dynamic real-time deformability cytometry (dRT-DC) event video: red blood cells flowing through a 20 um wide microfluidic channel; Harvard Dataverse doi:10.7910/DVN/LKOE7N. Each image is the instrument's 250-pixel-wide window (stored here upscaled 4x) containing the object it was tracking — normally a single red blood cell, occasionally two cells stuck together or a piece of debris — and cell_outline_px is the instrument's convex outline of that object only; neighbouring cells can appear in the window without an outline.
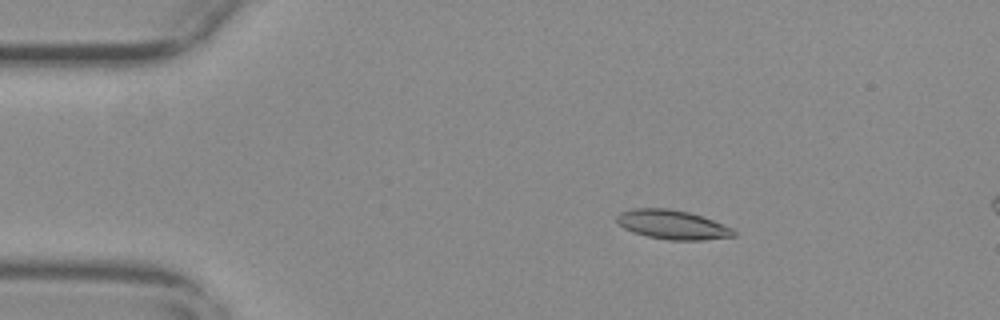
{"species": "common noctule bat (a hibernating species)", "species_latin": "Nyctalus noctula", "temperature_condition": "warm", "stored_images_in_passage": 16, "camera_frame_rate_fps": 3000, "um_per_image_px": 0.085, "animal": {"sex": "female", "body_mass_g": 29.2, "forearm_length_mm": 56.3}, "frame": {"image": 1, "passage_image": 10, "time_ms": 3.0, "image_size_px": [1000, 320], "cell_outline_px": [[736, 236], [704, 240], [668, 240], [648, 236], [632, 232], [624, 228], [616, 220], [616, 216], [620, 212], [632, 208], [668, 208], [688, 212], [712, 220], [732, 228], [736, 232]], "centroid_in_image_um": [57.14, 19.1], "position_along_channel_um": 27.9, "area_um2": 19.83}}